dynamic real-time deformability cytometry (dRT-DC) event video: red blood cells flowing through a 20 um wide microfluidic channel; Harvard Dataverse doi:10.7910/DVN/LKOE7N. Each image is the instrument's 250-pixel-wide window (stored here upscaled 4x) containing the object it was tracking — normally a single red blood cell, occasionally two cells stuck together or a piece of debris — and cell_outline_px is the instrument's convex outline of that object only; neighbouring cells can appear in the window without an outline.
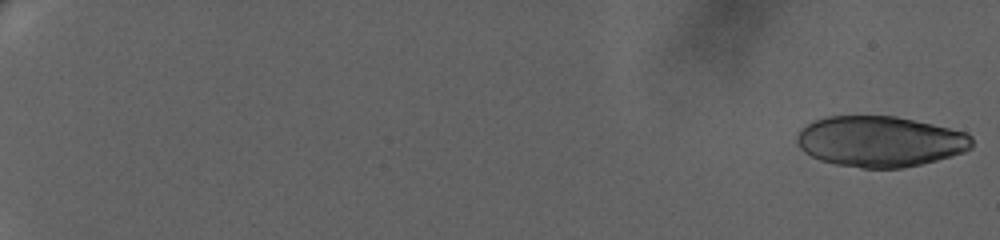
{"species": "human", "species_latin": "Homo sapiens", "temperature_condition": "warm", "stored_images_in_passage": 30, "camera_frame_rate_fps": 3000, "um_per_image_px": 0.085, "donor": {"sex": "female"}, "frame": {"image": 1, "passage_image": 1, "time_ms": 0.0, "image_size_px": [1000, 240], "cell_outline_px": [[972, 148], [964, 152], [952, 156], [920, 164], [900, 168], [860, 168], [836, 164], [820, 160], [804, 152], [796, 144], [796, 132], [800, 128], [812, 120], [824, 116], [896, 116], [968, 132], [972, 136]], "centroid_in_image_um": [74.77, 12.01], "position_along_channel_um": 10.2, "area_um2": 52.19}}
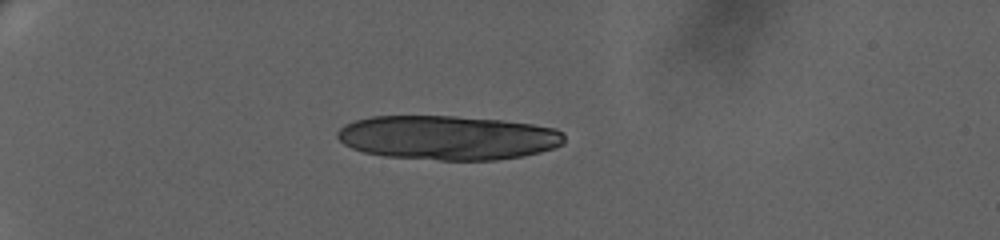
{"frame": {"image": 2, "passage_image": 21, "time_ms": 6.667, "image_size_px": [1000, 240], "cell_outline_px": [[564, 144], [540, 152], [520, 156], [496, 160], [440, 160], [384, 156], [364, 152], [352, 148], [344, 144], [336, 136], [336, 132], [344, 124], [356, 120], [372, 116], [456, 116], [500, 120], [532, 124], [556, 128], [564, 132]], "centroid_in_image_um": [38.06, 11.7], "position_along_channel_um": 46.9, "area_um2": 58.67}}